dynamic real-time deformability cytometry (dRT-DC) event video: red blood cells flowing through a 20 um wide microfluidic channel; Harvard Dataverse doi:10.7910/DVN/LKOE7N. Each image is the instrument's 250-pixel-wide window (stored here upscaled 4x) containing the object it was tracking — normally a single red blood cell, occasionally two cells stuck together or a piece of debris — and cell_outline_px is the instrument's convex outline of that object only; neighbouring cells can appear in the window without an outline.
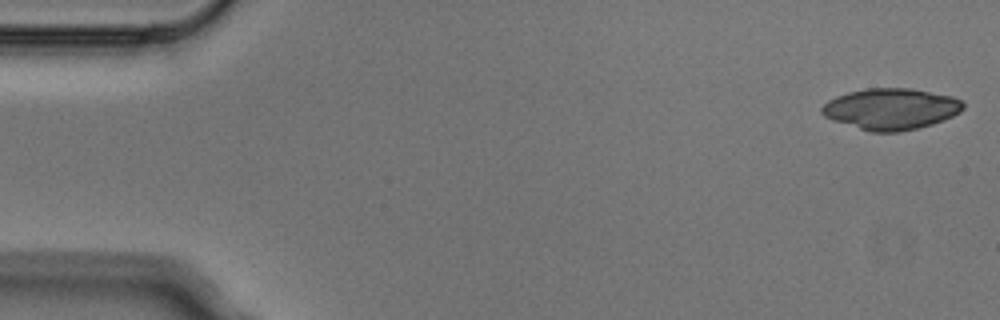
{"species": "Egyptian fruit bat (a non-hibernating species)", "species_latin": "Rousettus aegyptiacus", "temperature_condition": "cold", "stored_images_in_passage": 4, "camera_frame_rate_fps": 3000, "um_per_image_px": 0.085, "animal": {"sex": "male"}, "frame": {"image": 1, "passage_image": 1, "time_ms": 0.0, "image_size_px": [1000, 320], "cell_outline_px": [[964, 108], [960, 112], [944, 120], [932, 124], [900, 132], [872, 132], [832, 120], [824, 116], [820, 112], [820, 108], [828, 100], [836, 96], [848, 92], [868, 88], [912, 88], [952, 96], [960, 100], [964, 104]], "centroid_in_image_um": [75.72, 9.25], "position_along_channel_um": 9.3, "area_um2": 33.99}}